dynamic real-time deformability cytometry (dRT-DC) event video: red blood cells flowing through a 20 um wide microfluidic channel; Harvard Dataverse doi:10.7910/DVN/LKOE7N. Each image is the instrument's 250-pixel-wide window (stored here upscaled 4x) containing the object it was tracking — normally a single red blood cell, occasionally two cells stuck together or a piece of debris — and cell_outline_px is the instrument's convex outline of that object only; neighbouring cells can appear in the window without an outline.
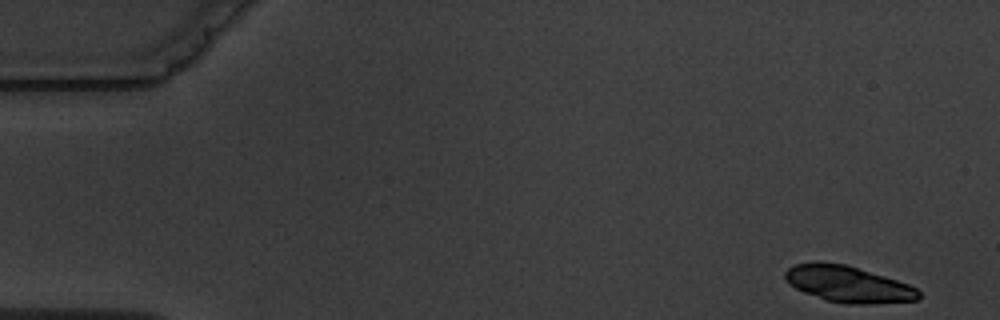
{"species": "common noctule bat (a hibernating species)", "species_latin": "Nyctalus noctula", "temperature_condition": "warm", "stored_images_in_passage": 4, "camera_frame_rate_fps": 3000, "um_per_image_px": 0.085, "animal": {"sex": "male", "body_mass_g": 19.5, "forearm_length_mm": 54.6}, "frame": {"image": 1, "passage_image": 1, "time_ms": 0.0, "image_size_px": [1000, 320], "cell_outline_px": [[920, 300], [868, 304], [844, 304], [828, 300], [804, 292], [788, 284], [784, 276], [784, 272], [788, 268], [796, 264], [844, 264], [884, 276], [908, 284], [916, 288], [920, 292]], "centroid_in_image_um": [72.13, 24.19], "position_along_channel_um": 12.9, "area_um2": 27.57}}